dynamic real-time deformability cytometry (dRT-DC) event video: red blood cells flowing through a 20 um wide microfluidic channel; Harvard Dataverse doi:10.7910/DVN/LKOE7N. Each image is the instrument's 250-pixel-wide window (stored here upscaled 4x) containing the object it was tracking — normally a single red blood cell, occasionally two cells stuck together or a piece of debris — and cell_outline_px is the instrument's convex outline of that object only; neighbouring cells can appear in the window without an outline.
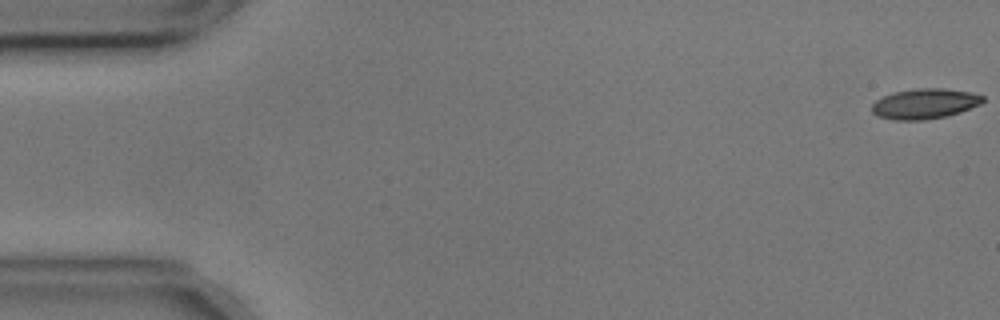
{"species": "common noctule bat (a hibernating species)", "species_latin": "Nyctalus noctula", "temperature_condition": "cold", "stored_images_in_passage": 47, "camera_frame_rate_fps": 3000, "um_per_image_px": 0.085, "animal": {"sex": "male", "body_mass_g": 17.9, "forearm_length_mm": 54.2}, "frame": {"image": 1, "passage_image": 1, "time_ms": 0.0, "image_size_px": [1000, 320], "cell_outline_px": [[984, 100], [980, 104], [960, 112], [944, 116], [924, 120], [892, 120], [876, 116], [872, 112], [872, 104], [876, 100], [892, 92], [916, 88], [944, 88], [972, 92], [984, 96]], "centroid_in_image_um": [78.58, 8.81], "position_along_channel_um": 6.4, "area_um2": 19.65}}
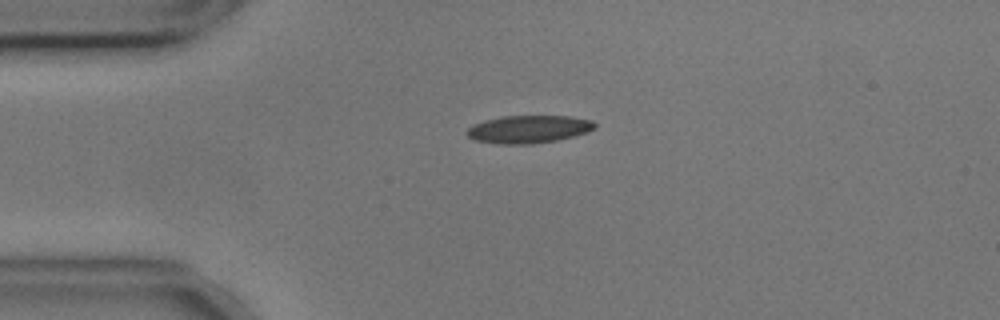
{"frame": {"image": 2, "passage_image": 13, "time_ms": 4.0, "image_size_px": [1000, 320], "cell_outline_px": [[596, 128], [588, 132], [556, 140], [532, 144], [500, 144], [476, 140], [468, 136], [464, 132], [472, 124], [484, 120], [504, 116], [572, 116], [592, 120], [596, 124]], "centroid_in_image_um": [44.93, 10.97], "position_along_channel_um": 40.1, "area_um2": 20.75}}
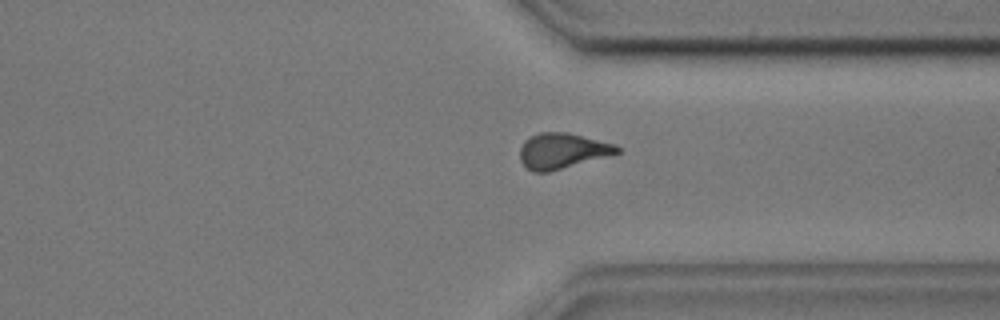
{"frame": {"image": 3, "passage_image": 42, "time_ms": 13.667, "image_size_px": [1000, 320], "cell_outline_px": [[620, 152], [548, 172], [532, 172], [520, 160], [520, 148], [524, 140], [528, 136], [540, 132], [568, 132], [616, 144], [620, 148]], "centroid_in_image_um": [47.76, 12.8], "position_along_channel_um": 363.6, "area_um2": 20.0}, "authors_computed_cell_mechanics": {"area_um2": 20.0566, "velocity_mm_per_s": 3.5784, "shape_relaxation_time_tau1_ms": 7.2934, "shape_relaxation_time_tau2_ms": 3.2068, "deformation_change_tau1": 0.1632, "deformation_change_tau2": 0.0917}}